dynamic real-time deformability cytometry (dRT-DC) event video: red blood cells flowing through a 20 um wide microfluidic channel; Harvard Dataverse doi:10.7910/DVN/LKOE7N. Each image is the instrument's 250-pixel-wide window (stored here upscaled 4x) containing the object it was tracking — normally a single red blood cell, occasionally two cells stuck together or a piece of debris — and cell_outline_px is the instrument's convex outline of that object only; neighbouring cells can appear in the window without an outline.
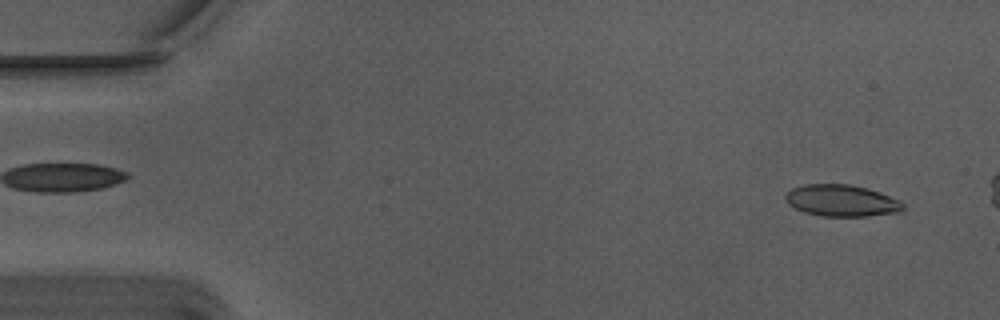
{"species": "Egyptian fruit bat (a non-hibernating species)", "species_latin": "Rousettus aegyptiacus", "temperature_condition": "warm", "stored_images_in_passage": 51, "camera_frame_rate_fps": 3000, "um_per_image_px": 0.085, "animal": {"sex": "male"}, "frame": {"image": 1, "passage_image": 4, "time_ms": 1.0, "image_size_px": [1000, 320], "cell_outline_px": [[904, 208], [900, 212], [868, 216], [820, 216], [804, 212], [788, 204], [784, 196], [792, 188], [804, 184], [848, 184], [880, 192], [900, 200], [904, 204]], "centroid_in_image_um": [71.54, 17.06], "position_along_channel_um": 13.5, "area_um2": 21.68}}
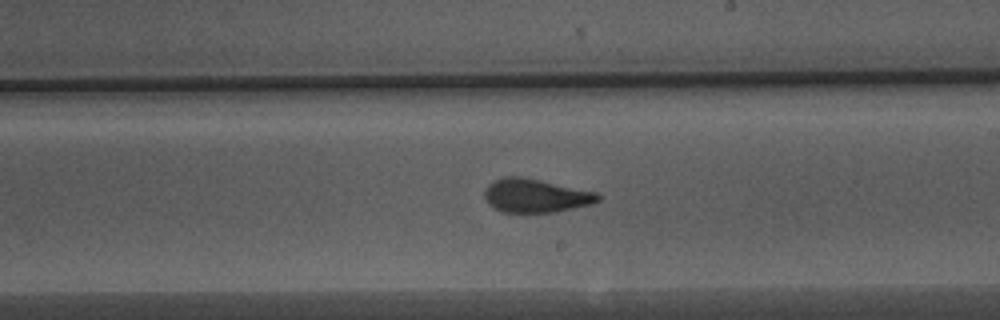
{"frame": {"image": 2, "passage_image": 32, "time_ms": 10.333, "image_size_px": [1000, 320], "cell_outline_px": [[600, 200], [592, 204], [556, 212], [504, 212], [492, 208], [488, 204], [484, 196], [484, 192], [488, 184], [504, 176], [520, 176], [540, 180], [596, 192], [600, 196]], "centroid_in_image_um": [45.51, 16.63], "position_along_channel_um": 243.5, "area_um2": 22.2}}
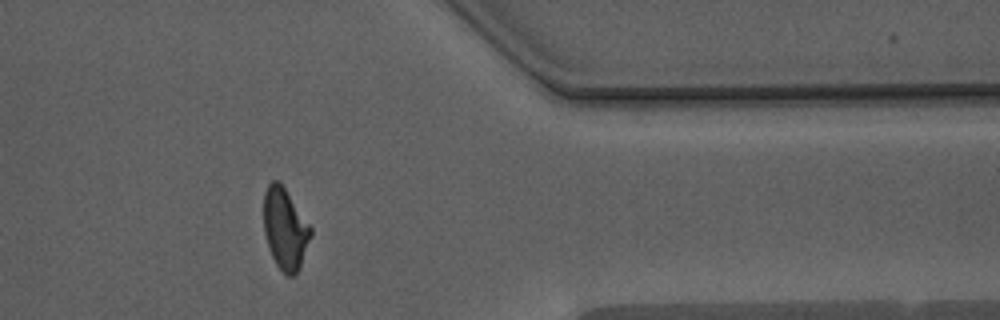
{"frame": {"image": 3, "passage_image": 45, "time_ms": 14.667, "image_size_px": [1000, 320], "cell_outline_px": [[312, 232], [300, 268], [292, 276], [288, 276], [276, 264], [268, 248], [264, 232], [264, 192], [268, 184], [272, 180], [280, 180], [312, 228]], "centroid_in_image_um": [24.22, 19.41], "position_along_channel_um": 387.2, "area_um2": 22.25}, "authors_computed_cell_mechanics": {"area_um2": 22.253, "velocity_mm_per_s": 3.7504, "shape_relaxation_time_tau1_ms": 5.5313, "shape_relaxation_time_tau2_ms": 1.112, "deformation_change_tau1": 0.1813, "deformation_change_tau2": 0.0676}}